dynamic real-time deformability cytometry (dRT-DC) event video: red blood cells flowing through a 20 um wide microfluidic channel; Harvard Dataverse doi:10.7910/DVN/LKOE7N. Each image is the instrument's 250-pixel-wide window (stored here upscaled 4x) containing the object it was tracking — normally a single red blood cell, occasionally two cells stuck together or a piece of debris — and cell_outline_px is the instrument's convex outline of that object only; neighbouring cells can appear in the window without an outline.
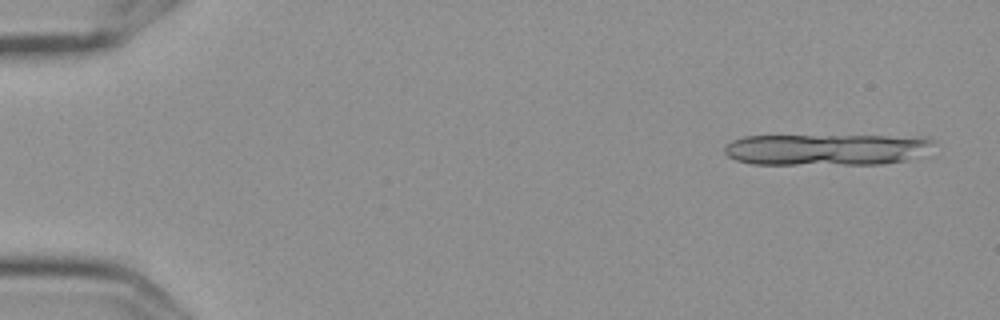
{"species": "Egyptian fruit bat (a non-hibernating species)", "species_latin": "Rousettus aegyptiacus", "temperature_condition": "cold", "stored_images_in_passage": 5, "segment_of_instrument_passage": [1, 2], "camera_frame_rate_fps": 3000, "um_per_image_px": 0.085, "frame": {"image": 1, "passage_image": 1, "time_ms": 0.0, "image_size_px": [1000, 320], "cell_outline_px": [[936, 140], [908, 160], [880, 164], [752, 164], [736, 160], [728, 156], [724, 152], [724, 148], [732, 140], [744, 136], [932, 136]], "centroid_in_image_um": [70.2, 12.7], "position_along_channel_um": 14.8, "area_um2": 38.09}}